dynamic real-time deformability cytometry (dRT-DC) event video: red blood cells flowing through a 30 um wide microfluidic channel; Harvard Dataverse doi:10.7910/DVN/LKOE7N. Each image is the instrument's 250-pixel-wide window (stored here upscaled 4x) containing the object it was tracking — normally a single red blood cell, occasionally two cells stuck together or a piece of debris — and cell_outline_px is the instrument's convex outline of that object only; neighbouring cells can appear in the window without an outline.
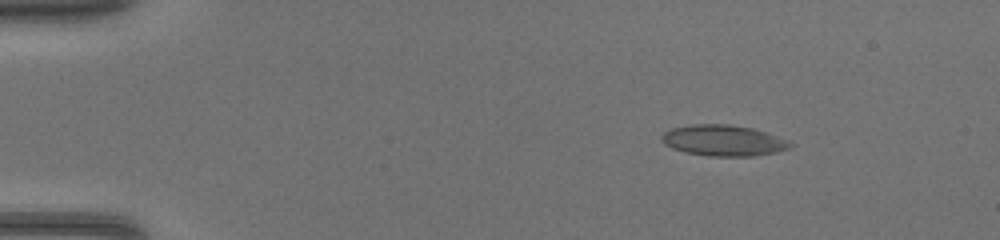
{"species": "common noctule bat (a hibernating species)", "species_latin": "Nyctalus noctula", "temperature_condition": "warm", "stored_images_in_passage": 46, "camera_frame_rate_fps": 3000, "um_per_image_px": 0.085, "animal": {"sex": "female", "body_mass_g": 17.0, "forearm_length_mm": 48.0}, "frame": {"image": 1, "passage_image": 7, "time_ms": 2.0, "image_size_px": [1000, 240], "cell_outline_px": [[792, 144], [788, 148], [776, 152], [752, 156], [708, 156], [684, 152], [672, 148], [664, 144], [660, 136], [664, 132], [672, 128], [692, 124], [728, 124], [752, 128], [788, 140]], "centroid_in_image_um": [61.44, 11.94], "position_along_channel_um": 23.6, "area_um2": 23.06}}
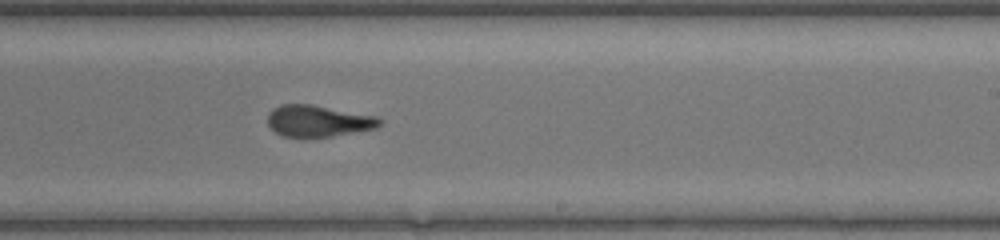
{"frame": {"image": 2, "passage_image": 29, "time_ms": 9.333, "image_size_px": [1000, 240], "cell_outline_px": [[384, 120], [376, 128], [332, 136], [284, 136], [276, 132], [268, 124], [268, 112], [272, 108], [280, 104], [312, 104], [376, 116]], "centroid_in_image_um": [27.04, 10.26], "position_along_channel_um": 262.0, "area_um2": 20.4}}
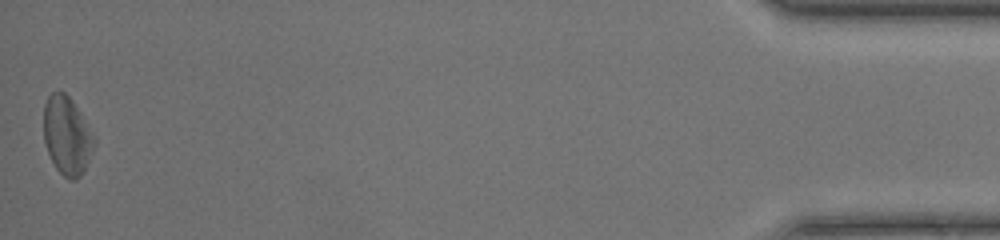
{"frame": {"image": 3, "passage_image": 46, "time_ms": 15.0, "image_size_px": [1000, 240], "cell_outline_px": [[96, 144], [80, 176], [76, 180], [72, 180], [64, 176], [56, 168], [48, 152], [44, 140], [44, 104], [48, 96], [52, 92], [64, 92], [72, 100], [80, 112], [96, 140]], "centroid_in_image_um": [5.69, 11.52], "position_along_channel_um": 429.5, "area_um2": 22.72}}